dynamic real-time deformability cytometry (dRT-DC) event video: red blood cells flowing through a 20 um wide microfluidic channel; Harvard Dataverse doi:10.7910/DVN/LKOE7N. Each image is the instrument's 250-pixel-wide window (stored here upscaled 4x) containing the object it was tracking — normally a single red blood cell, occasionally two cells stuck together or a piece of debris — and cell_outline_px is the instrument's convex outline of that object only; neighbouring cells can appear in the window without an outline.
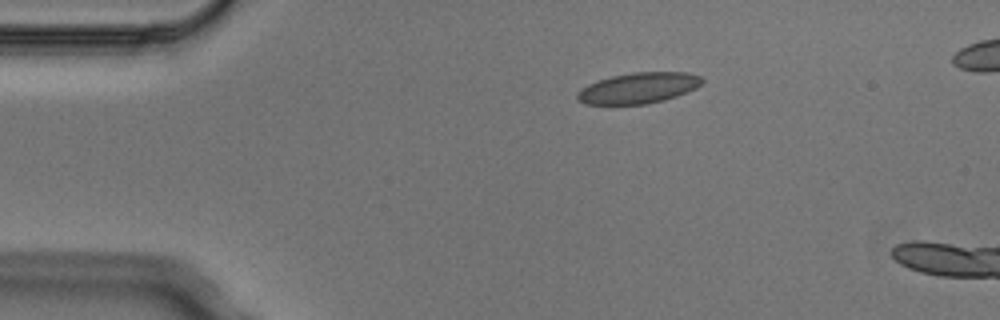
{"species": "Egyptian fruit bat (a non-hibernating species)", "species_latin": "Rousettus aegyptiacus", "temperature_condition": "cold", "stored_images_in_passage": 5, "segment_of_instrument_passage": [2, 2], "camera_frame_rate_fps": 3000, "um_per_image_px": 0.085, "animal": {"sex": "male"}, "frame": {"image": 1, "passage_image": 5, "time_ms": 1.333, "image_size_px": [1000, 320], "cell_outline_px": [[704, 80], [696, 88], [676, 96], [664, 100], [644, 104], [584, 104], [576, 100], [576, 96], [588, 84], [612, 76], [632, 72], [688, 72], [700, 76]], "centroid_in_image_um": [54.29, 7.48], "position_along_channel_um": 30.7, "area_um2": 22.2}}